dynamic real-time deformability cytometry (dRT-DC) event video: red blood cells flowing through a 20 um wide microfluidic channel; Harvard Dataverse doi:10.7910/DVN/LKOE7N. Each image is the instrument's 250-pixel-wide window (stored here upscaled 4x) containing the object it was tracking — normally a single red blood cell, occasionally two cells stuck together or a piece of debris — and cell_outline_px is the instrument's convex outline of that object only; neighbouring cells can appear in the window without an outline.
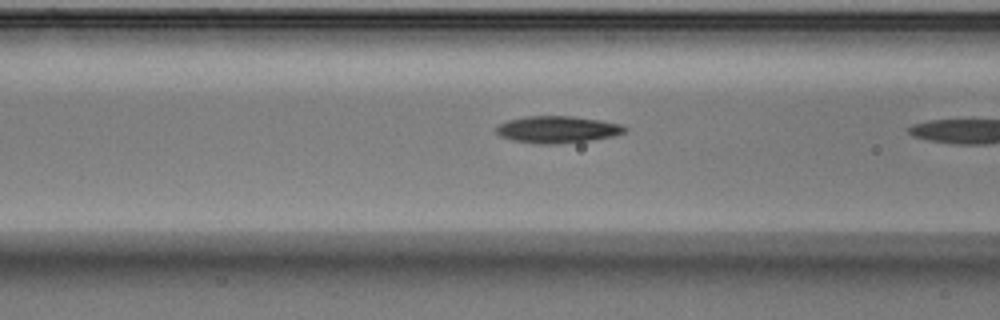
{"species": "Egyptian fruit bat (a non-hibernating species)", "species_latin": "Rousettus aegyptiacus", "temperature_condition": "warm", "stored_images_in_passage": 20, "camera_frame_rate_fps": 3000, "um_per_image_px": 0.085, "animal": {"sex": "male"}, "frame": {"image": 1, "passage_image": 18, "time_ms": 5.667, "image_size_px": [1000, 320], "cell_outline_px": [[628, 128], [624, 132], [612, 136], [588, 140], [556, 144], [536, 144], [512, 140], [500, 136], [496, 132], [496, 128], [500, 124], [508, 120], [528, 116], [572, 116], [600, 120], [620, 124]], "centroid_in_image_um": [47.35, 11.0], "position_along_channel_um": 119.2, "area_um2": 20.0}}